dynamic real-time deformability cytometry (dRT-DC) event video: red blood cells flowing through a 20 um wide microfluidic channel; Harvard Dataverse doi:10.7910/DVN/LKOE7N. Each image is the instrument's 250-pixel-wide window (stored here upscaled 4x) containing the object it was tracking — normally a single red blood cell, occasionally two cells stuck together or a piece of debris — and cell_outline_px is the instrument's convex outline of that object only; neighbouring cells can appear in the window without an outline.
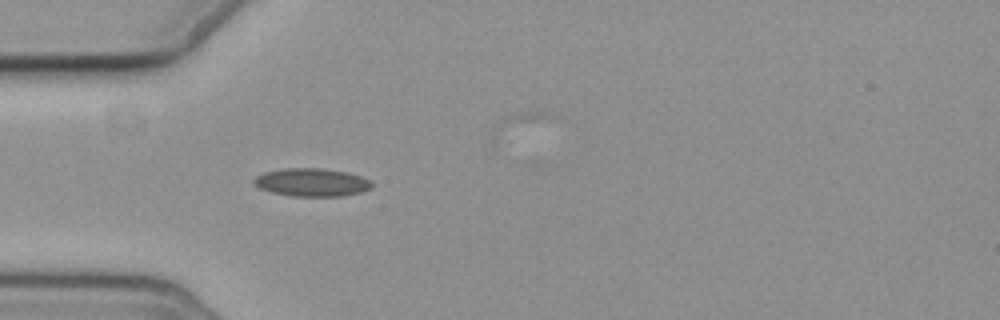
{"species": "common noctule bat (a hibernating species)", "species_latin": "Nyctalus noctula", "temperature_condition": "cold", "stored_images_in_passage": 4, "camera_frame_rate_fps": 3000, "um_per_image_px": 0.085, "animal": {"sex": "female", "body_mass_g": 19.3, "forearm_length_mm": 54.1}, "frame": {"image": 1, "passage_image": 4, "time_ms": 3.667, "image_size_px": [1000, 320], "cell_outline_px": [[372, 188], [360, 192], [344, 196], [292, 196], [272, 192], [260, 188], [252, 180], [256, 176], [264, 172], [284, 168], [320, 168], [348, 172], [372, 180]], "centroid_in_image_um": [26.53, 15.49], "position_along_channel_um": 58.5, "area_um2": 19.31}}